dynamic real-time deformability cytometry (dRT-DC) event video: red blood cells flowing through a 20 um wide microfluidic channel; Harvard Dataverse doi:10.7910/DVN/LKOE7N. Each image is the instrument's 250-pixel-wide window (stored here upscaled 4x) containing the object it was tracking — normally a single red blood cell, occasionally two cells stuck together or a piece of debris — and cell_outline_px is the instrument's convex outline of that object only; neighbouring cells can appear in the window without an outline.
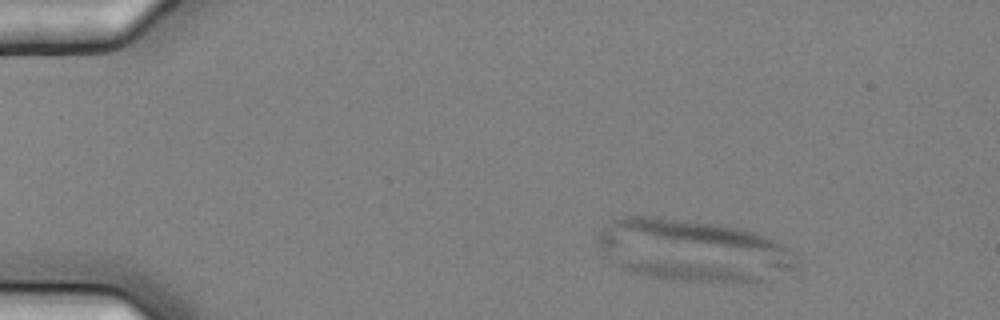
{"species": "common noctule bat (a hibernating species)", "species_latin": "Nyctalus noctula", "temperature_condition": "cold", "stored_images_in_passage": 3, "camera_frame_rate_fps": 3000, "um_per_image_px": 0.085, "animal": {"sex": "female", "body_mass_g": 25.1}, "frame": {"image": 1, "passage_image": 1, "time_ms": 0.0, "image_size_px": [1000, 320], "cell_outline_px": [[760, 280], [752, 284], [744, 284], [672, 280], [640, 276], [624, 268], [620, 264], [628, 260], [640, 260], [704, 264], [760, 272]], "centroid_in_image_um": [58.74, 23.13], "position_along_channel_um": 26.3, "area_um2": 15.55}}